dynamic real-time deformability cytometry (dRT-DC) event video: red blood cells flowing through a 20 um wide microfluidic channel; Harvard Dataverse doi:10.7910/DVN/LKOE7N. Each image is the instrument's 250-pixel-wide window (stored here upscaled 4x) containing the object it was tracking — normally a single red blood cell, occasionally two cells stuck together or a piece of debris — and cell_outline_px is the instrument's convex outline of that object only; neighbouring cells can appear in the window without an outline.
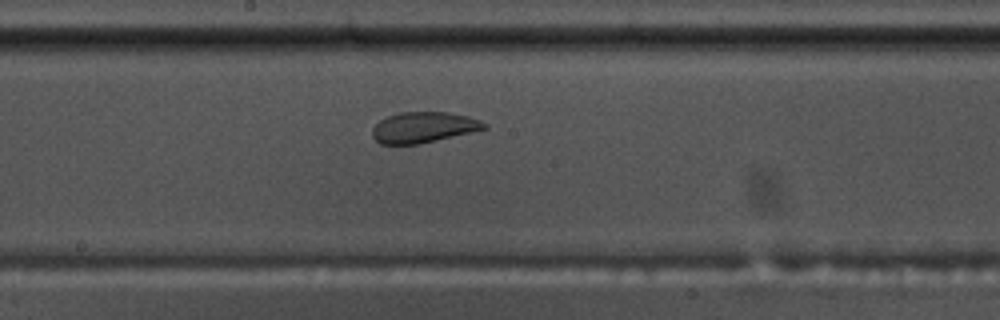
{"species": "common noctule bat (a hibernating species)", "species_latin": "Nyctalus noctula", "temperature_condition": "warm", "stored_images_in_passage": 50, "camera_frame_rate_fps": 3000, "um_per_image_px": 0.085, "animal": {"sex": "male", "body_mass_g": 17.5, "forearm_length_mm": 52.3}, "frame": {"image": 1, "passage_image": 24, "time_ms": 7.667, "image_size_px": [1000, 320], "cell_outline_px": [[488, 128], [420, 144], [380, 144], [372, 136], [372, 128], [380, 120], [388, 116], [400, 112], [448, 112], [468, 116], [480, 120], [488, 124]], "centroid_in_image_um": [36.0, 10.82], "position_along_channel_um": 212.2, "area_um2": 20.06}}
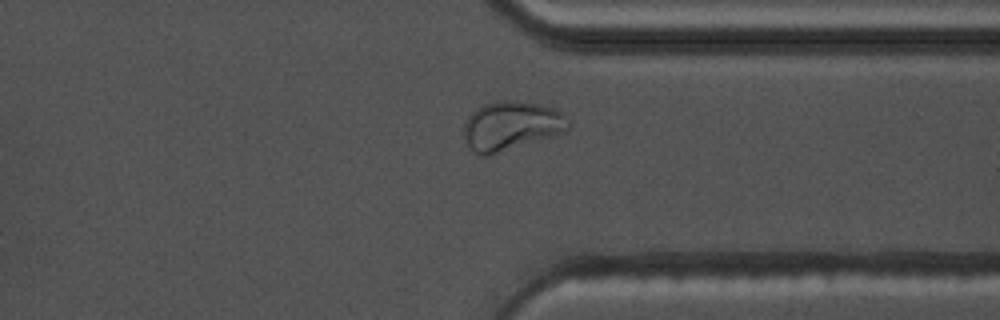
{"frame": {"image": 2, "passage_image": 37, "time_ms": 12.0, "image_size_px": [1000, 320], "cell_outline_px": [[568, 128], [564, 132], [556, 136], [488, 156], [480, 156], [472, 152], [464, 136], [464, 124], [468, 116], [476, 108], [484, 104], [496, 100], [516, 100], [540, 104], [556, 108], [564, 112], [568, 124]], "centroid_in_image_um": [43.46, 10.69], "position_along_channel_um": 367.9, "area_um2": 30.4}}
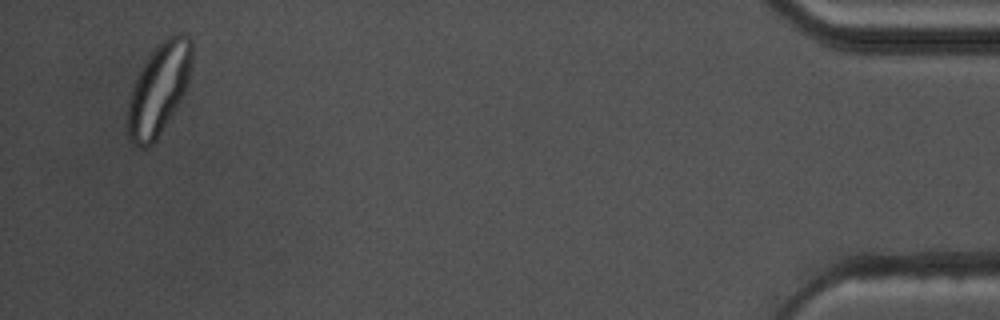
{"frame": {"image": 3, "passage_image": 48, "time_ms": 15.667, "image_size_px": [1000, 320], "cell_outline_px": [[192, 64], [188, 84], [180, 100], [156, 140], [148, 148], [140, 148], [132, 144], [128, 136], [128, 96], [132, 84], [144, 60], [164, 36], [180, 32], [188, 36], [192, 40]], "centroid_in_image_um": [13.49, 7.52], "position_along_channel_um": 421.7, "area_um2": 34.85}, "authors_computed_cell_mechanics": {"area_um2": 24.9985, "velocity_mm_per_s": 3.6051, "shape_relaxation_time_tau1_ms": null, "shape_relaxation_time_tau2_ms": 0.8303, "deformation_change_tau1": null, "deformation_change_tau2": 0.0551}}